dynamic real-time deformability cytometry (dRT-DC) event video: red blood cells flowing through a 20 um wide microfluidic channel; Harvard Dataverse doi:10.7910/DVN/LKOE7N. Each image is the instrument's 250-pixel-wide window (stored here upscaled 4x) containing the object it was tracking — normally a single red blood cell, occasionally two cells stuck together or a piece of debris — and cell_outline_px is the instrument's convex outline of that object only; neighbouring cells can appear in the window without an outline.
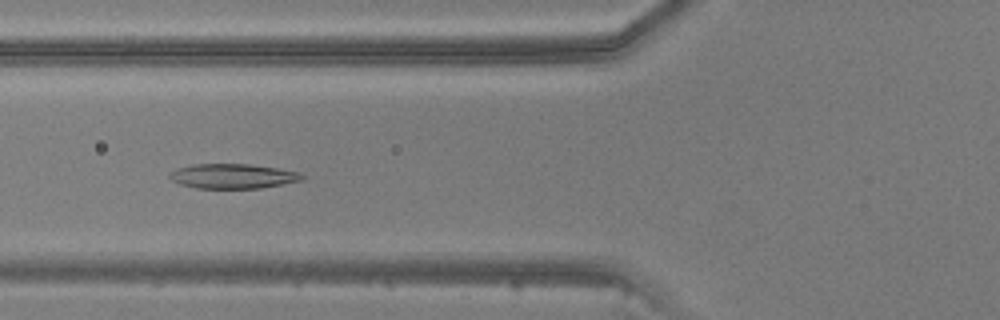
{"species": "common noctule bat (a hibernating species)", "species_latin": "Nyctalus noctula", "temperature_condition": "warm", "stored_images_in_passage": 47, "camera_frame_rate_fps": 3000, "um_per_image_px": 0.085, "animal": {"sex": "male", "body_mass_g": 20.5, "forearm_length_mm": 52.5}, "frame": {"image": 1, "passage_image": 18, "time_ms": 5.667, "image_size_px": [1000, 320], "cell_outline_px": [[304, 180], [260, 188], [196, 188], [180, 184], [172, 180], [168, 176], [168, 172], [176, 168], [192, 164], [248, 164], [276, 168], [300, 172], [304, 176]], "centroid_in_image_um": [19.76, 14.97], "position_along_channel_um": 106.0, "area_um2": 19.13}}
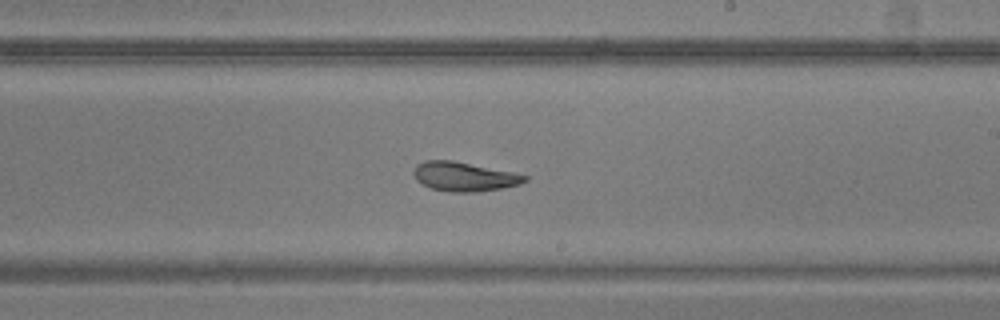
{"frame": {"image": 2, "passage_image": 28, "time_ms": 9.0, "image_size_px": [1000, 320], "cell_outline_px": [[528, 180], [520, 184], [504, 188], [476, 192], [448, 192], [432, 188], [416, 180], [412, 172], [416, 164], [424, 160], [452, 160], [512, 172], [528, 176]], "centroid_in_image_um": [39.44, 15.01], "position_along_channel_um": 249.6, "area_um2": 18.96}}
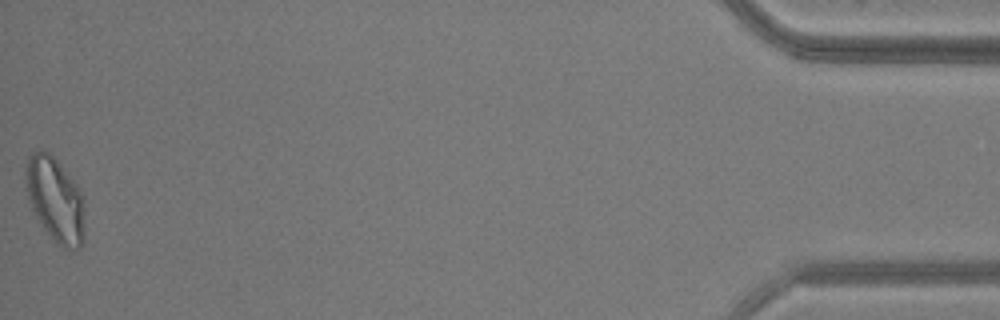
{"frame": {"image": 3, "passage_image": 47, "time_ms": 15.333, "image_size_px": [1000, 320], "cell_outline_px": [[84, 240], [80, 248], [64, 248], [56, 244], [44, 228], [36, 216], [32, 208], [28, 196], [24, 176], [24, 172], [28, 156], [36, 152], [48, 152], [56, 160], [76, 184], [84, 196]], "centroid_in_image_um": [4.71, 17.0], "position_along_channel_um": 430.5, "area_um2": 28.9}}